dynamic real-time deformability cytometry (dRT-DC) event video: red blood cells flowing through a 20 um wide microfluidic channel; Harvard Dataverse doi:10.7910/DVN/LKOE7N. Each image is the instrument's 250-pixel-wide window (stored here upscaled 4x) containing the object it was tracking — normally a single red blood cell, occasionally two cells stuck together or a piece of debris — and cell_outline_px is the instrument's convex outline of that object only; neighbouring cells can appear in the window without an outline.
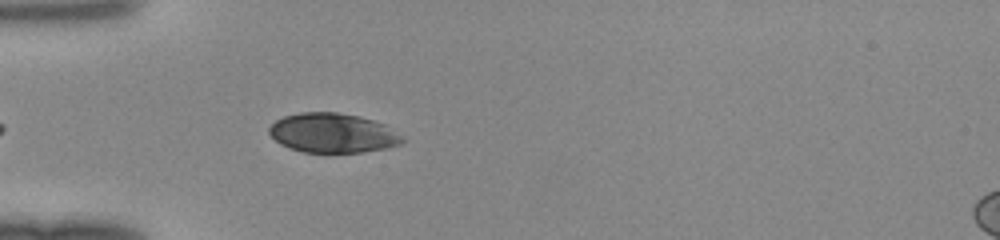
{"species": "human", "species_latin": "Homo sapiens", "temperature_condition": "room temperature", "stored_images_in_passage": 36, "camera_frame_rate_fps": 3000, "um_per_image_px": 0.085, "donor": {"sex": "female"}, "frame": {"image": 1, "passage_image": 3, "time_ms": 0.667, "image_size_px": [1000, 240], "cell_outline_px": [[408, 140], [400, 144], [388, 148], [360, 152], [304, 152], [288, 148], [280, 144], [268, 132], [268, 128], [276, 120], [284, 116], [300, 112], [336, 112], [360, 116], [384, 124]], "centroid_in_image_um": [28.29, 11.3], "position_along_channel_um": 56.7, "area_um2": 30.69}}
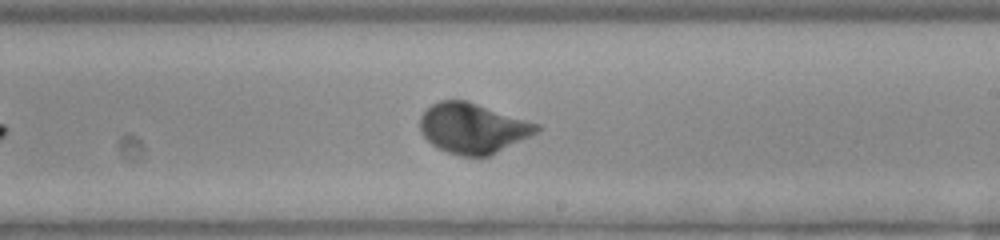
{"frame": {"image": 2, "passage_image": 17, "time_ms": 5.333, "image_size_px": [1000, 240], "cell_outline_px": [[540, 132], [488, 156], [460, 156], [448, 152], [432, 144], [420, 132], [420, 116], [432, 104], [440, 100], [464, 100], [540, 124]], "centroid_in_image_um": [40.2, 10.9], "position_along_channel_um": 248.8, "area_um2": 33.81}}
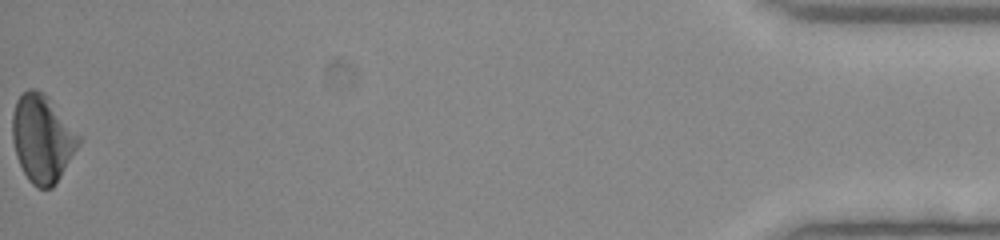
{"frame": {"image": 3, "passage_image": 36, "time_ms": 11.667, "image_size_px": [1000, 240], "cell_outline_px": [[80, 144], [56, 184], [52, 188], [36, 188], [28, 180], [16, 156], [12, 140], [12, 112], [16, 100], [28, 88], [36, 88], [44, 92], [48, 96], [80, 136]], "centroid_in_image_um": [3.58, 11.77], "position_along_channel_um": 431.6, "area_um2": 33.99}}